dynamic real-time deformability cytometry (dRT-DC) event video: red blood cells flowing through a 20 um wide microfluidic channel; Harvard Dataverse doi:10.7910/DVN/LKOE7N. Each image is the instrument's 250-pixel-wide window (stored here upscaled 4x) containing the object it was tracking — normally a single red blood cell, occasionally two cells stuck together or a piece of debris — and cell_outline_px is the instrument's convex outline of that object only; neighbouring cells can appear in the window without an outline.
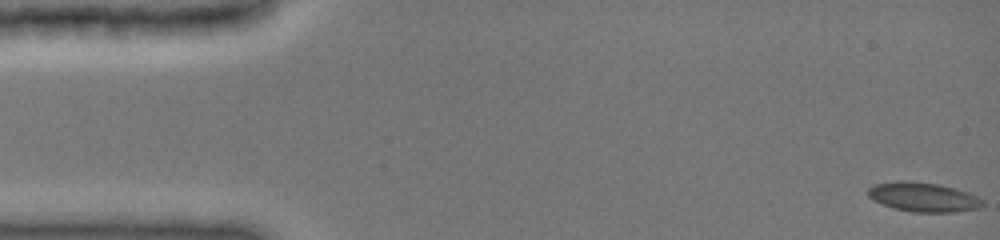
{"species": "common noctule bat (a hibernating species)", "species_latin": "Nyctalus noctula", "temperature_condition": "cold", "stored_images_in_passage": 46, "camera_frame_rate_fps": 3000, "um_per_image_px": 0.085, "animal": {"sex": "female", "body_mass_g": 19.0, "forearm_length_mm": 51.5}, "frame": {"image": 1, "passage_image": 1, "time_ms": 0.0, "image_size_px": [1000, 240], "cell_outline_px": [[984, 204], [980, 208], [952, 212], [912, 212], [896, 208], [872, 200], [868, 196], [868, 188], [876, 184], [896, 180], [908, 180], [940, 184], [968, 192], [984, 200]], "centroid_in_image_um": [78.49, 16.74], "position_along_channel_um": 6.5, "area_um2": 19.65}}
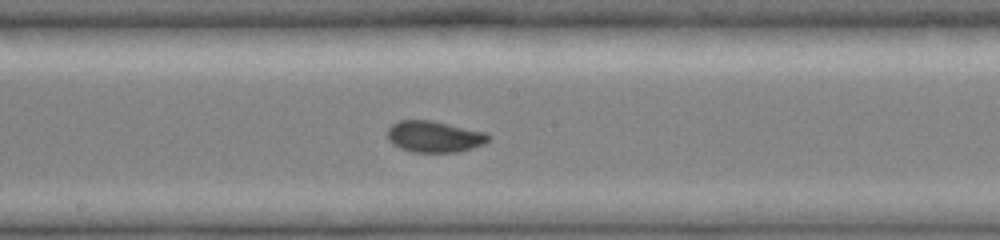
{"frame": {"image": 2, "passage_image": 26, "time_ms": 8.333, "image_size_px": [1000, 240], "cell_outline_px": [[492, 136], [484, 144], [472, 148], [456, 152], [412, 152], [400, 148], [392, 144], [388, 140], [388, 128], [392, 124], [400, 120], [432, 120], [488, 132]], "centroid_in_image_um": [36.94, 11.6], "position_along_channel_um": 211.3, "area_um2": 18.67}}
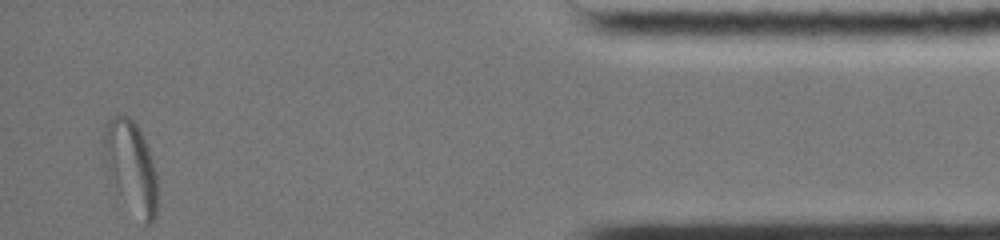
{"frame": {"image": 3, "passage_image": 46, "time_ms": 15.0, "image_size_px": [1000, 240], "cell_outline_px": [[156, 216], [148, 224], [144, 224], [104, 184], [100, 160], [100, 136], [104, 124], [108, 116], [120, 112], [124, 112], [140, 128], [148, 148], [156, 172]], "centroid_in_image_um": [10.93, 14.12], "position_along_channel_um": 424.3, "area_um2": 31.67}, "authors_computed_cell_mechanics": {"area_um2": 18.6694, "velocity_mm_per_s": 3.9667, "shape_relaxation_time_tau1_ms": 6.0318, "shape_relaxation_time_tau2_ms": null, "deformation_change_tau1": 0.1598, "deformation_change_tau2": null}}